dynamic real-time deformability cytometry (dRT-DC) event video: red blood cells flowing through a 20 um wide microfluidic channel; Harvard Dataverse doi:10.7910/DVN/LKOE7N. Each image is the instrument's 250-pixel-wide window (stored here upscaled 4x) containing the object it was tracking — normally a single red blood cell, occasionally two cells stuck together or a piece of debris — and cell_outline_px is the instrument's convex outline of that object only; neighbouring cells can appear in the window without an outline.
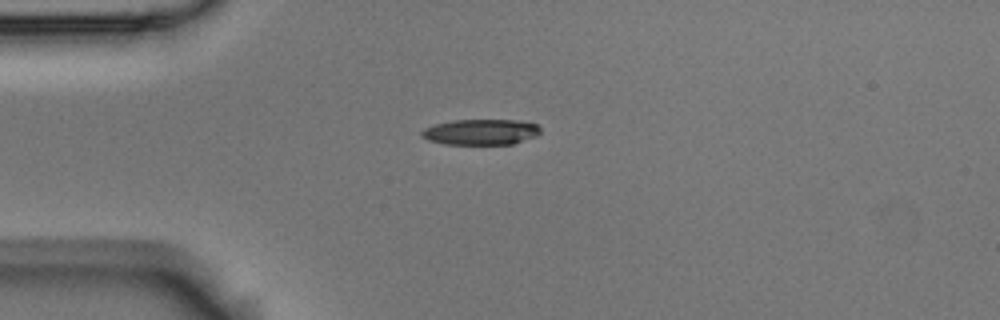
{"species": "Egyptian fruit bat (a non-hibernating species)", "species_latin": "Rousettus aegyptiacus", "temperature_condition": "room temperature", "stored_images_in_passage": 12, "camera_frame_rate_fps": 3000, "um_per_image_px": 0.085, "animal": {"sex": "male"}, "frame": {"image": 1, "passage_image": 1, "time_ms": 0.0, "image_size_px": [1000, 320], "cell_outline_px": [[540, 132], [536, 136], [512, 144], [444, 144], [428, 140], [420, 136], [420, 132], [424, 128], [436, 124], [452, 120], [516, 120], [536, 124], [540, 128]], "centroid_in_image_um": [40.84, 11.22], "position_along_channel_um": 44.2, "area_um2": 17.74}}
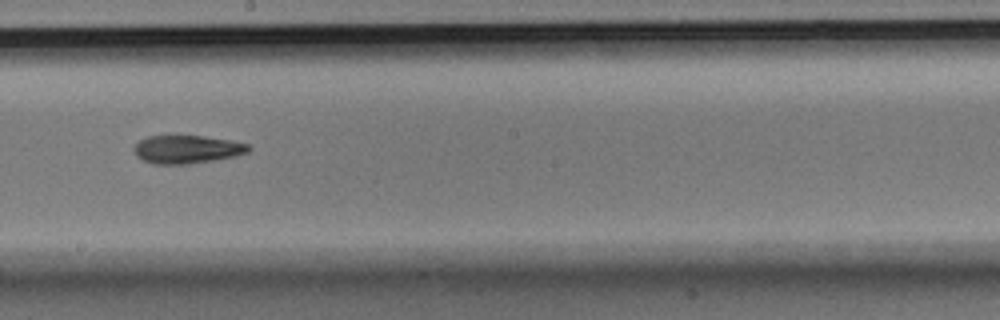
{"frame": {"image": 2, "passage_image": 6, "time_ms": 1.667, "image_size_px": [1000, 320], "cell_outline_px": [[252, 148], [248, 152], [236, 156], [188, 164], [152, 164], [136, 156], [132, 148], [140, 140], [148, 136], [172, 132], [204, 136], [228, 140], [248, 144]], "centroid_in_image_um": [15.83, 12.64], "position_along_channel_um": 232.4, "area_um2": 19.54}}
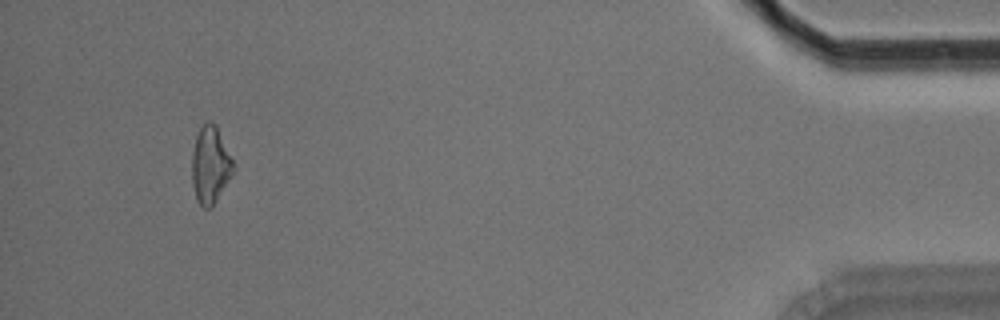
{"frame": {"image": 3, "passage_image": 11, "time_ms": 3.333, "image_size_px": [1000, 320], "cell_outline_px": [[236, 168], [212, 208], [204, 208], [196, 200], [192, 184], [192, 152], [196, 136], [200, 128], [208, 120], [216, 124], [236, 164]], "centroid_in_image_um": [17.9, 14.02], "position_along_channel_um": 417.3, "area_um2": 18.96}}